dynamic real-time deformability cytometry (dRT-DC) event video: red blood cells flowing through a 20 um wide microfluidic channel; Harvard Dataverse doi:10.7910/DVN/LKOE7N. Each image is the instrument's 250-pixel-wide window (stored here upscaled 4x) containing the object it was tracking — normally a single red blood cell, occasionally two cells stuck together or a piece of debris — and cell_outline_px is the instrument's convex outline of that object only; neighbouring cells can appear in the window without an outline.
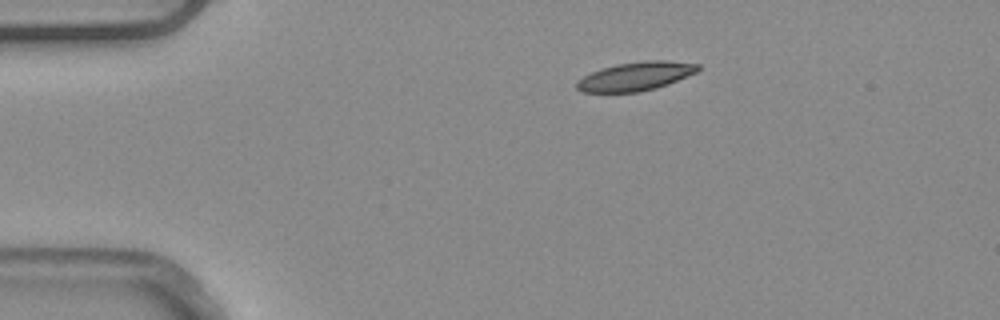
{"species": "common noctule bat (a hibernating species)", "species_latin": "Nyctalus noctula", "temperature_condition": "warm", "stored_images_in_passage": 5, "camera_frame_rate_fps": 3000, "um_per_image_px": 0.085, "animal": {"sex": "male", "body_mass_g": 20.4}, "frame": {"image": 1, "passage_image": 1, "time_ms": 0.0, "image_size_px": [1000, 320], "cell_outline_px": [[700, 68], [696, 72], [668, 84], [656, 88], [640, 92], [584, 92], [576, 88], [576, 80], [600, 68], [616, 64], [644, 60], [668, 60], [700, 64]], "centroid_in_image_um": [54.03, 6.47], "position_along_channel_um": 31.0, "area_um2": 20.35}}
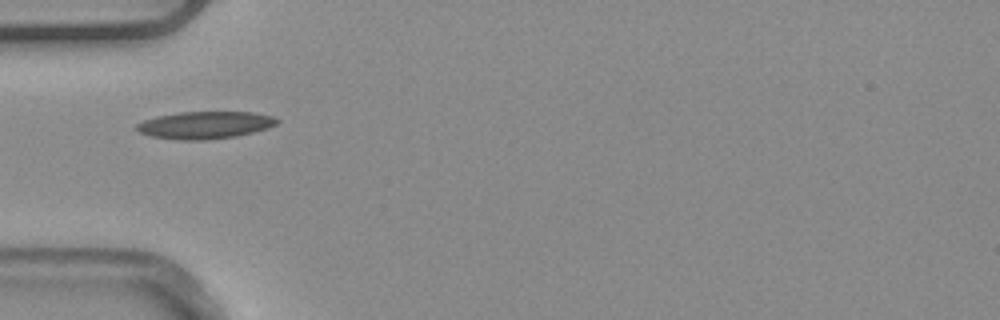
{"frame": {"image": 2, "passage_image": 3, "time_ms": 0.667, "image_size_px": [1000, 320], "cell_outline_px": [[280, 120], [276, 124], [268, 128], [236, 136], [204, 140], [180, 140], [152, 136], [140, 132], [136, 128], [136, 124], [144, 120], [156, 116], [180, 112], [252, 112], [272, 116]], "centroid_in_image_um": [17.43, 10.62], "position_along_channel_um": 67.6, "area_um2": 22.2}}